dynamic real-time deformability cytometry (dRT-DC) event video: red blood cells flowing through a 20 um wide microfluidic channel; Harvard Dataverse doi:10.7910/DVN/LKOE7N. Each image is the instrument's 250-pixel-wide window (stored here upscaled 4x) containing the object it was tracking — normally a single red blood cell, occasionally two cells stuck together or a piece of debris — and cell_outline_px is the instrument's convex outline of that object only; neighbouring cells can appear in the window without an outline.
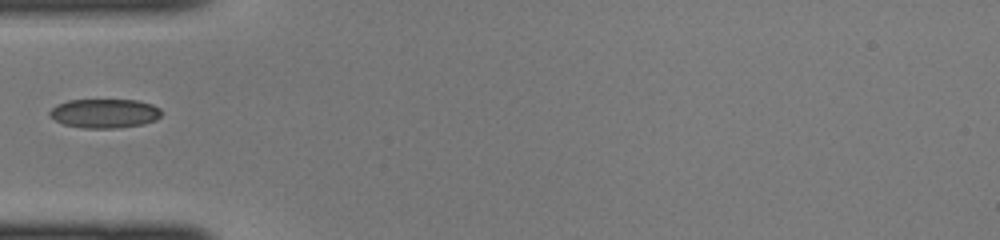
{"species": "common noctule bat (a hibernating species)", "species_latin": "Nyctalus noctula", "temperature_condition": "cold", "stored_images_in_passage": 5, "camera_frame_rate_fps": 3000, "um_per_image_px": 0.085, "animal": {"sex": "female", "body_mass_g": 22.0, "forearm_length_mm": 56.7}, "frame": {"image": 1, "passage_image": 1, "time_ms": 0.0, "image_size_px": [1000, 240], "cell_outline_px": [[160, 116], [156, 120], [144, 124], [112, 128], [84, 128], [64, 124], [48, 116], [48, 112], [56, 104], [68, 100], [136, 100], [152, 104], [160, 108]], "centroid_in_image_um": [8.87, 9.63], "position_along_channel_um": 76.1, "area_um2": 18.96}}
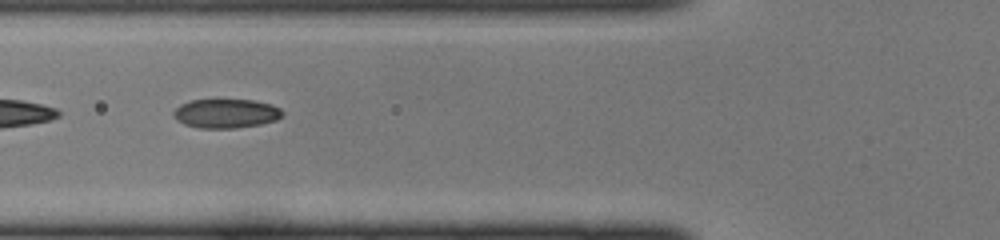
{"frame": {"image": 2, "passage_image": 3, "time_ms": 0.667, "image_size_px": [1000, 240], "cell_outline_px": [[284, 112], [276, 120], [260, 124], [236, 128], [200, 128], [184, 124], [176, 120], [172, 116], [172, 112], [180, 104], [192, 100], [252, 100], [272, 104], [280, 108]], "centroid_in_image_um": [19.18, 9.64], "position_along_channel_um": 106.6, "area_um2": 18.5}}